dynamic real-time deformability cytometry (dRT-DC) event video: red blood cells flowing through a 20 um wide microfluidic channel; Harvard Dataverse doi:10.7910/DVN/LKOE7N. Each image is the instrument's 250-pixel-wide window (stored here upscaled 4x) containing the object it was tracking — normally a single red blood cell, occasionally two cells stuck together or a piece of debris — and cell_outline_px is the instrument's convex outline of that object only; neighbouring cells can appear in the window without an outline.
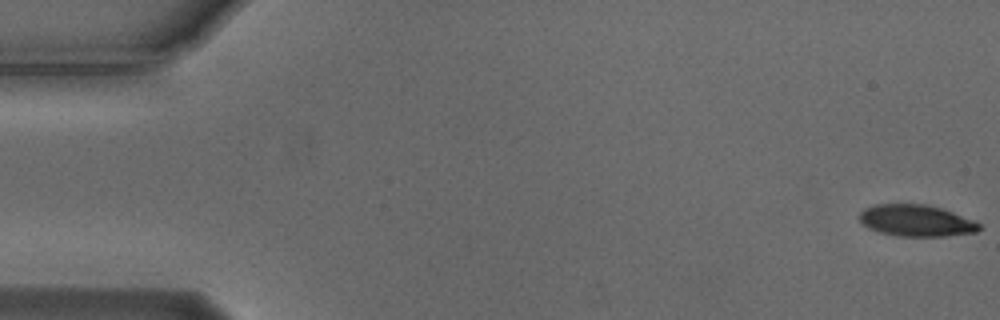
{"species": "Egyptian fruit bat (a non-hibernating species)", "species_latin": "Rousettus aegyptiacus", "temperature_condition": "cold", "stored_images_in_passage": 23, "camera_frame_rate_fps": 3000, "um_per_image_px": 0.085, "animal": {"sex": "male"}, "frame": {"image": 1, "passage_image": 1, "time_ms": 0.0, "image_size_px": [1000, 320], "cell_outline_px": [[980, 228], [976, 232], [944, 236], [900, 236], [880, 232], [868, 228], [860, 220], [860, 212], [864, 208], [876, 204], [928, 204], [976, 220], [980, 224]], "centroid_in_image_um": [77.89, 18.74], "position_along_channel_um": 7.1, "area_um2": 21.96}}
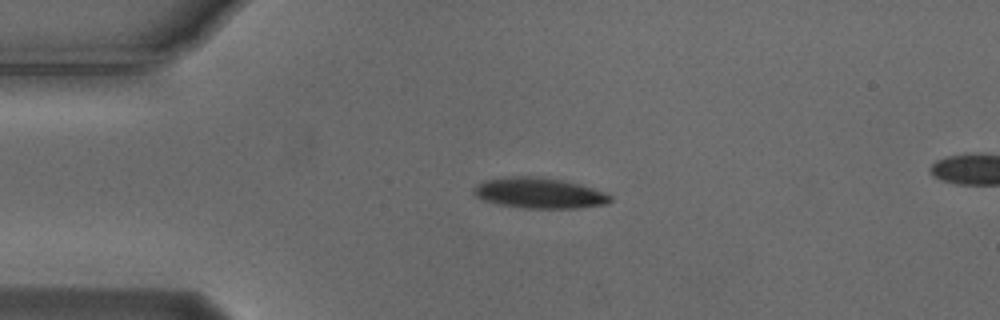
{"frame": {"image": 2, "passage_image": 13, "time_ms": 4.0, "image_size_px": [1000, 320], "cell_outline_px": [[612, 200], [608, 204], [580, 208], [524, 208], [496, 204], [484, 200], [476, 196], [472, 192], [484, 180], [512, 176], [540, 176], [564, 180], [580, 184], [604, 192], [612, 196]], "centroid_in_image_um": [45.88, 16.41], "position_along_channel_um": 39.1, "area_um2": 24.45}}
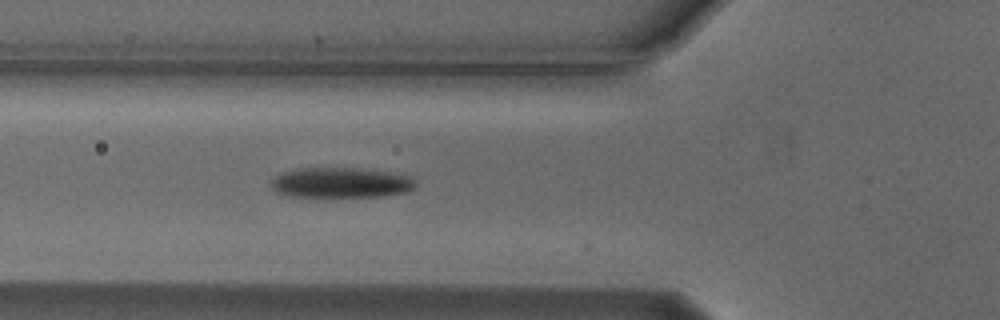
{"frame": {"image": 3, "passage_image": 20, "time_ms": 6.333, "image_size_px": [1000, 320], "cell_outline_px": [[416, 188], [408, 192], [380, 196], [288, 196], [276, 192], [272, 188], [272, 180], [280, 172], [296, 168], [356, 168], [388, 172], [408, 176], [416, 180]], "centroid_in_image_um": [28.97, 15.52], "position_along_channel_um": 96.8, "area_um2": 25.43}}